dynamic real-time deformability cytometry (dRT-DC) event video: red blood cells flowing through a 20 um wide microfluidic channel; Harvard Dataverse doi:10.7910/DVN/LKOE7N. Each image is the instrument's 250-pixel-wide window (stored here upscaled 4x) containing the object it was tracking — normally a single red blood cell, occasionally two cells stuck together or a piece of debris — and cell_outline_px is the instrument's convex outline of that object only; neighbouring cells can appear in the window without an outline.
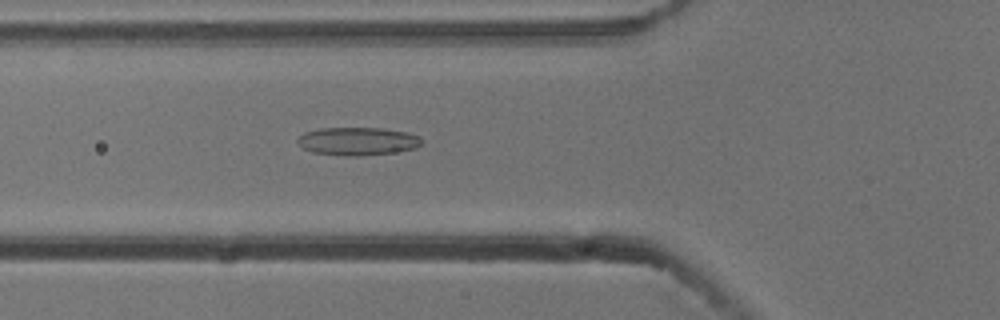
{"species": "common noctule bat (a hibernating species)", "species_latin": "Nyctalus noctula", "temperature_condition": "cold", "stored_images_in_passage": 41, "camera_frame_rate_fps": 3000, "um_per_image_px": 0.085, "animal": {"sex": "male", "body_mass_g": 13.3}, "frame": {"image": 1, "passage_image": 6, "time_ms": 1.667, "image_size_px": [1000, 320], "cell_outline_px": [[424, 140], [416, 148], [396, 152], [360, 156], [344, 156], [312, 152], [304, 148], [296, 140], [304, 132], [320, 128], [384, 128], [408, 132], [420, 136]], "centroid_in_image_um": [30.44, 12.0], "position_along_channel_um": 95.4, "area_um2": 20.46}}
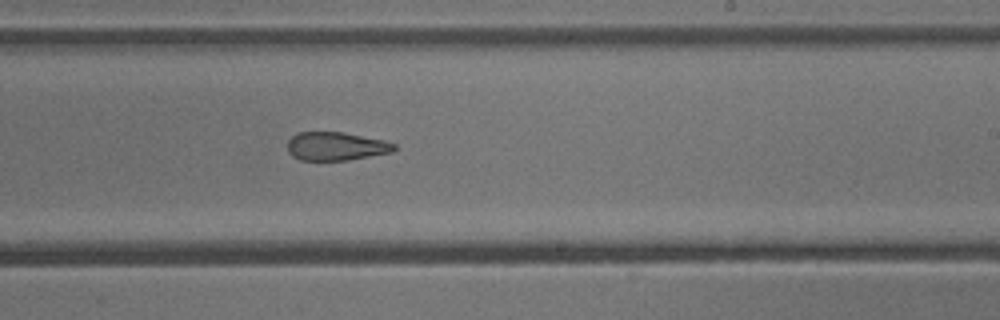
{"frame": {"image": 2, "passage_image": 19, "time_ms": 6.0, "image_size_px": [1000, 320], "cell_outline_px": [[396, 148], [392, 152], [348, 160], [300, 160], [292, 156], [288, 152], [288, 140], [296, 132], [344, 132], [384, 140], [396, 144]], "centroid_in_image_um": [28.55, 12.42], "position_along_channel_um": 260.5, "area_um2": 17.74}}
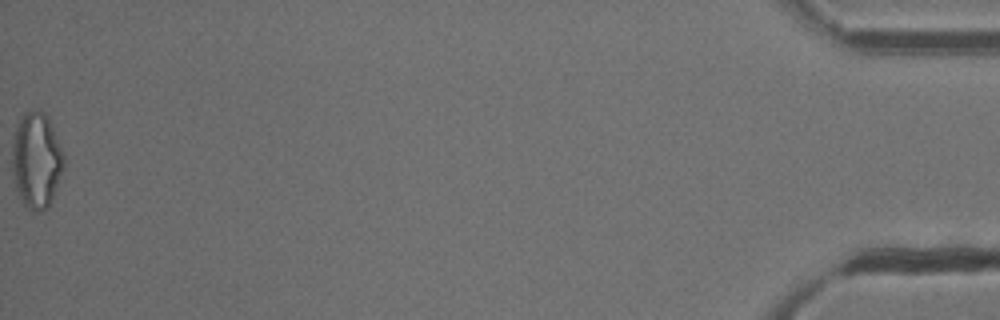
{"frame": {"image": 3, "passage_image": 41, "time_ms": 13.333, "image_size_px": [1000, 320], "cell_outline_px": [[64, 168], [48, 208], [40, 212], [32, 212], [24, 204], [16, 188], [12, 176], [12, 144], [16, 128], [24, 112], [40, 108], [48, 116], [64, 156]], "centroid_in_image_um": [3.09, 13.62], "position_along_channel_um": 432.1, "area_um2": 28.96}, "authors_computed_cell_mechanics": {"area_um2": 20.0566, "velocity_mm_per_s": 3.7993, "shape_relaxation_time_tau1_ms": null, "shape_relaxation_time_tau2_ms": 2.9797, "deformation_change_tau1": null, "deformation_change_tau2": 0.1161}}